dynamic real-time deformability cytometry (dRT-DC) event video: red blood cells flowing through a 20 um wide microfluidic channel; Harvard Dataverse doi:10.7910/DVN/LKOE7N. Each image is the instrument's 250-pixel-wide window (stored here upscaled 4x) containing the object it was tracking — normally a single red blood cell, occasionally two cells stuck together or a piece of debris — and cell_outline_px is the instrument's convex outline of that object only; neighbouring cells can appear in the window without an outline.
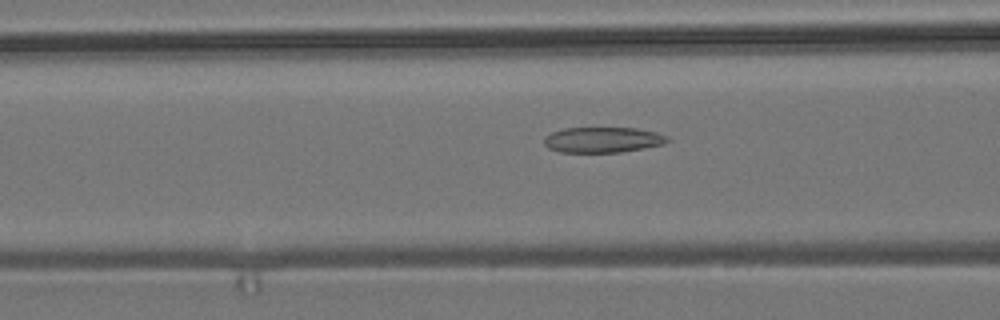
{"species": "common noctule bat (a hibernating species)", "species_latin": "Nyctalus noctula", "temperature_condition": "room temperature", "stored_images_in_passage": 33, "camera_frame_rate_fps": 3000, "um_per_image_px": 0.085, "animal": {"sex": "male", "body_mass_g": 19.2, "forearm_length_mm": 51.8}, "frame": {"image": 1, "passage_image": 4, "time_ms": 1.0, "image_size_px": [1000, 320], "cell_outline_px": [[668, 140], [664, 144], [644, 148], [620, 152], [560, 152], [548, 148], [544, 144], [544, 136], [552, 132], [564, 128], [636, 128], [656, 132], [668, 136]], "centroid_in_image_um": [51.21, 11.88], "position_along_channel_um": 115.4, "area_um2": 18.32}}
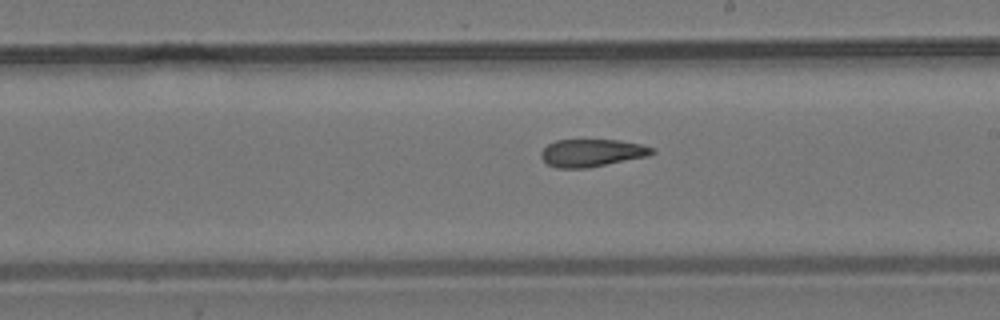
{"frame": {"image": 2, "passage_image": 14, "time_ms": 4.333, "image_size_px": [1000, 320], "cell_outline_px": [[656, 152], [648, 156], [588, 168], [556, 168], [548, 164], [540, 156], [540, 152], [548, 144], [556, 140], [620, 140], [640, 144], [656, 148]], "centroid_in_image_um": [50.33, 12.99], "position_along_channel_um": 238.7, "area_um2": 17.92}}
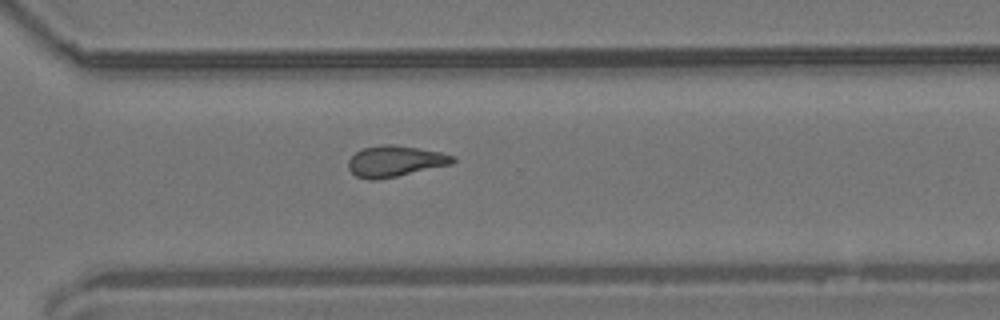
{"frame": {"image": 3, "passage_image": 22, "time_ms": 7.0, "image_size_px": [1000, 320], "cell_outline_px": [[456, 160], [452, 164], [396, 176], [376, 180], [368, 180], [356, 176], [348, 168], [348, 160], [356, 152], [364, 148], [380, 144], [392, 144], [440, 152], [456, 156]], "centroid_in_image_um": [33.58, 13.7], "position_along_channel_um": 337.0, "area_um2": 18.79}}